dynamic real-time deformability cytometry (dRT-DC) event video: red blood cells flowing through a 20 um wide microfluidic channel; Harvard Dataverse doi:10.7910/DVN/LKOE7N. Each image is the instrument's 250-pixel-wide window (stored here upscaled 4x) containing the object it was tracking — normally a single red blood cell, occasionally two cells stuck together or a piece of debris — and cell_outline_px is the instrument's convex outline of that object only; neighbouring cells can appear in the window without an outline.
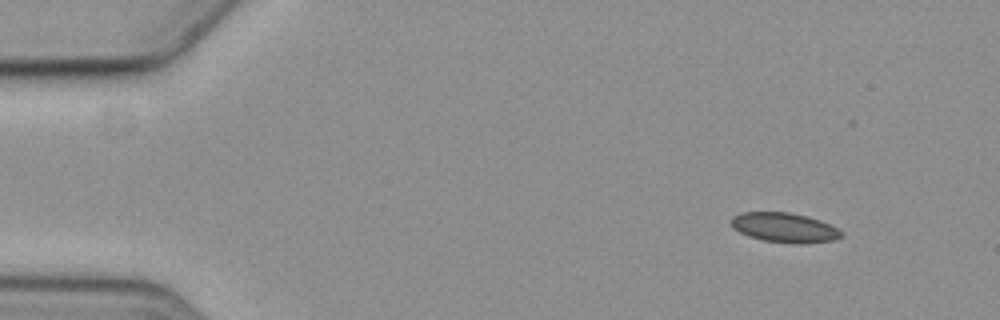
{"species": "common noctule bat (a hibernating species)", "species_latin": "Nyctalus noctula", "temperature_condition": "cold", "stored_images_in_passage": 4, "camera_frame_rate_fps": 3000, "um_per_image_px": 0.085, "animal": {"sex": "female", "body_mass_g": 19.3, "forearm_length_mm": 54.1}, "frame": {"image": 1, "passage_image": 1, "time_ms": 0.0, "image_size_px": [1000, 320], "cell_outline_px": [[844, 236], [836, 240], [804, 244], [792, 244], [764, 240], [748, 236], [732, 228], [728, 220], [732, 216], [740, 212], [788, 212], [820, 220], [844, 232]], "centroid_in_image_um": [66.66, 19.35], "position_along_channel_um": 18.3, "area_um2": 19.31}}
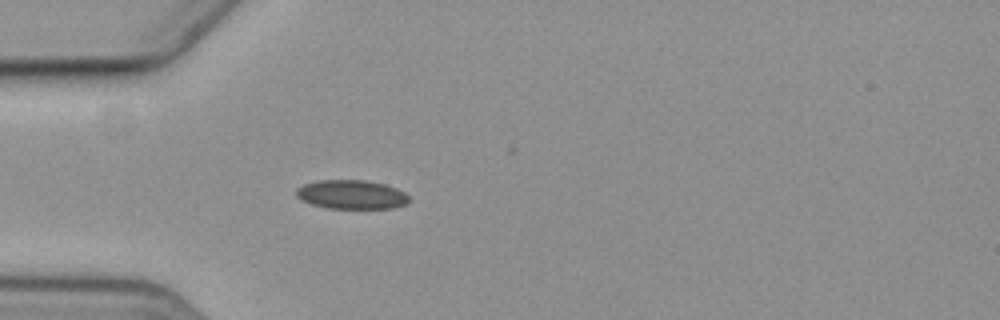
{"frame": {"image": 2, "passage_image": 4, "time_ms": 3.667, "image_size_px": [1000, 320], "cell_outline_px": [[412, 200], [408, 204], [392, 208], [324, 208], [300, 200], [296, 196], [296, 188], [304, 184], [320, 180], [364, 180], [384, 184], [396, 188], [404, 192]], "centroid_in_image_um": [29.88, 16.54], "position_along_channel_um": 55.1, "area_um2": 19.19}}